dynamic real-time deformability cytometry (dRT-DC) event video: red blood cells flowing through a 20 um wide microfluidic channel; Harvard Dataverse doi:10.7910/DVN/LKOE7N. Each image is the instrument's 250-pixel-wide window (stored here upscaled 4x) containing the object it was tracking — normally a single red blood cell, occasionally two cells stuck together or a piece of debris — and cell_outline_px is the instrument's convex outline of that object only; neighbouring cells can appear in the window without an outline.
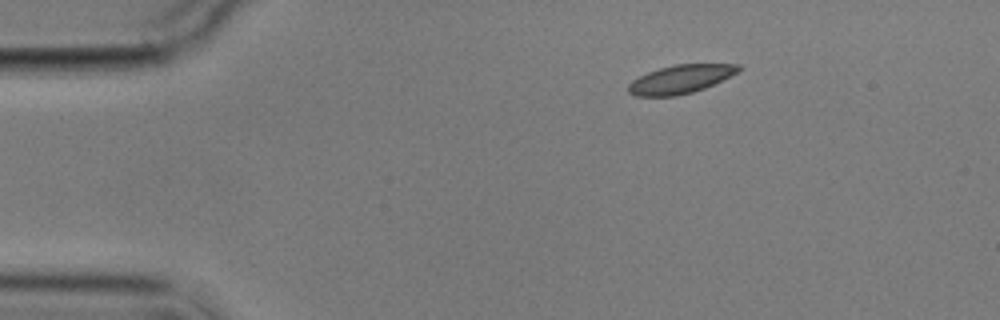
{"species": "common noctule bat (a hibernating species)", "species_latin": "Nyctalus noctula", "temperature_condition": "cold", "stored_images_in_passage": 2, "camera_frame_rate_fps": 3000, "um_per_image_px": 0.085, "animal": {"sex": "male", "body_mass_g": 17.9}, "frame": {"image": 1, "passage_image": 2, "time_ms": 1.333, "image_size_px": [1000, 320], "cell_outline_px": [[744, 68], [704, 88], [692, 92], [676, 96], [636, 96], [628, 92], [628, 84], [632, 80], [648, 72], [660, 68], [676, 64], [740, 64]], "centroid_in_image_um": [57.82, 6.73], "position_along_channel_um": 27.2, "area_um2": 18.03}}